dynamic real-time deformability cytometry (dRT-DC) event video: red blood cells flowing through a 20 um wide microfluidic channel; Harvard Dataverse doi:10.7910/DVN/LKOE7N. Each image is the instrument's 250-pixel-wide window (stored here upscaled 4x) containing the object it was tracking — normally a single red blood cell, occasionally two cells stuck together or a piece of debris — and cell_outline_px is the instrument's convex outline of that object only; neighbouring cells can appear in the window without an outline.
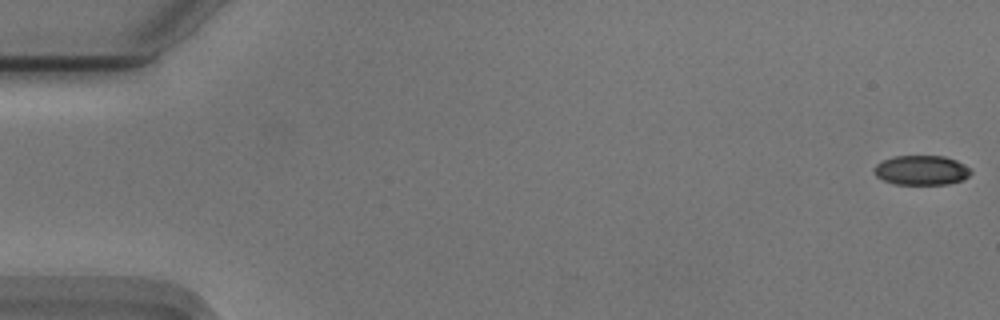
{"species": "Egyptian fruit bat (a non-hibernating species)", "species_latin": "Rousettus aegyptiacus", "temperature_condition": "cold", "stored_images_in_passage": 55, "camera_frame_rate_fps": 3000, "um_per_image_px": 0.085, "animal": {"sex": "male"}, "frame": {"image": 1, "passage_image": 1, "time_ms": 0.0, "image_size_px": [1000, 320], "cell_outline_px": [[972, 172], [964, 180], [948, 184], [896, 184], [884, 180], [876, 176], [872, 172], [872, 168], [876, 164], [892, 156], [944, 156], [956, 160], [972, 168]], "centroid_in_image_um": [78.33, 14.47], "position_along_channel_um": 6.7, "area_um2": 16.88}}
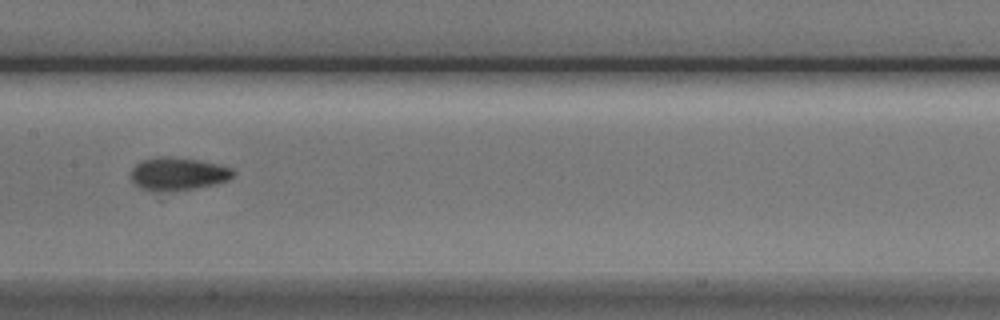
{"frame": {"image": 2, "passage_image": 28, "time_ms": 9.0, "image_size_px": [1000, 320], "cell_outline_px": [[236, 172], [228, 180], [216, 184], [196, 188], [152, 192], [148, 192], [140, 188], [132, 180], [132, 168], [136, 164], [144, 160], [160, 156], [168, 156], [200, 160], [232, 168]], "centroid_in_image_um": [15.13, 14.78], "position_along_channel_um": 192.3, "area_um2": 19.59}}
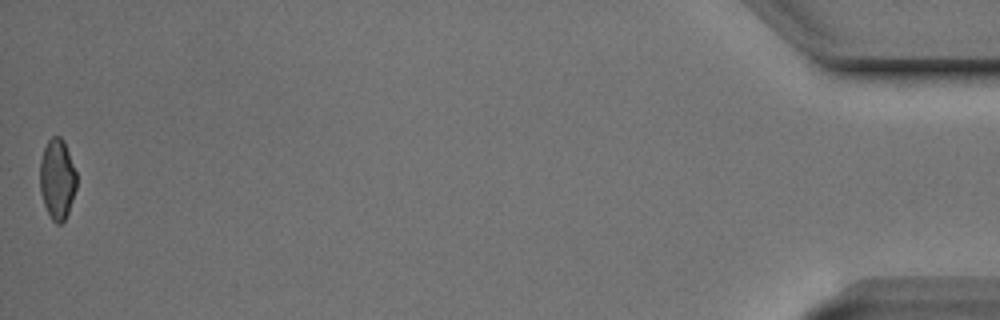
{"frame": {"image": 3, "passage_image": 55, "time_ms": 18.0, "image_size_px": [1000, 320], "cell_outline_px": [[76, 188], [68, 212], [64, 220], [60, 224], [56, 224], [52, 220], [44, 204], [40, 192], [40, 160], [44, 148], [48, 140], [52, 136], [60, 136], [64, 140], [76, 172]], "centroid_in_image_um": [4.86, 15.21], "position_along_channel_um": 430.3, "area_um2": 17.11}, "authors_computed_cell_mechanics": {"area_um2": 18.3226, "velocity_mm_per_s": 3.7408, "shape_relaxation_time_tau1_ms": 4.496, "shape_relaxation_time_tau2_ms": 2.8099, "deformation_change_tau1": 0.1259, "deformation_change_tau2": 0.0706}}